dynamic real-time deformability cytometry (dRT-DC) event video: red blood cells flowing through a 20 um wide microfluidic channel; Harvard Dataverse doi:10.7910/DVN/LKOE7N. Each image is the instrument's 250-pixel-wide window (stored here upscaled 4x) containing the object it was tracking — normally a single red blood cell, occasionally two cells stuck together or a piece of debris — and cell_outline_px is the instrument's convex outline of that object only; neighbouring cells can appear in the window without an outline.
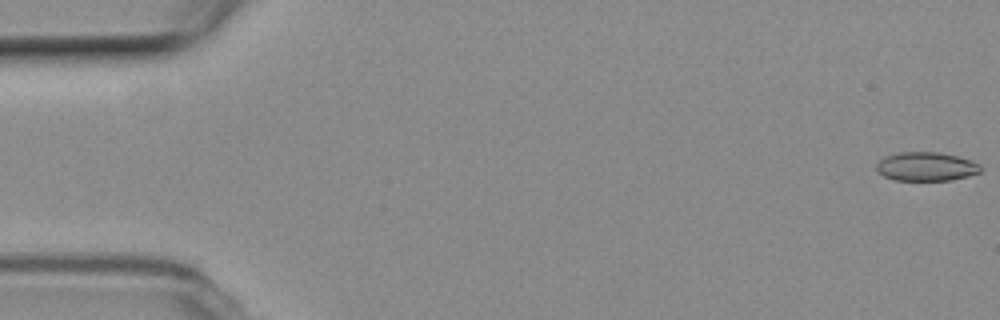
{"species": "common noctule bat (a hibernating species)", "species_latin": "Nyctalus noctula", "temperature_condition": "room temperature", "stored_images_in_passage": 48, "camera_frame_rate_fps": 3000, "um_per_image_px": 0.085, "animal": {"sex": "female", "body_mass_g": 19.3, "forearm_length_mm": 54.1}, "frame": {"image": 1, "passage_image": 1, "time_ms": 0.0, "image_size_px": [1000, 320], "cell_outline_px": [[980, 172], [968, 176], [948, 180], [892, 180], [876, 172], [876, 164], [884, 156], [900, 152], [936, 152], [956, 156], [972, 160], [980, 164]], "centroid_in_image_um": [78.68, 14.15], "position_along_channel_um": 6.3, "area_um2": 17.51}}
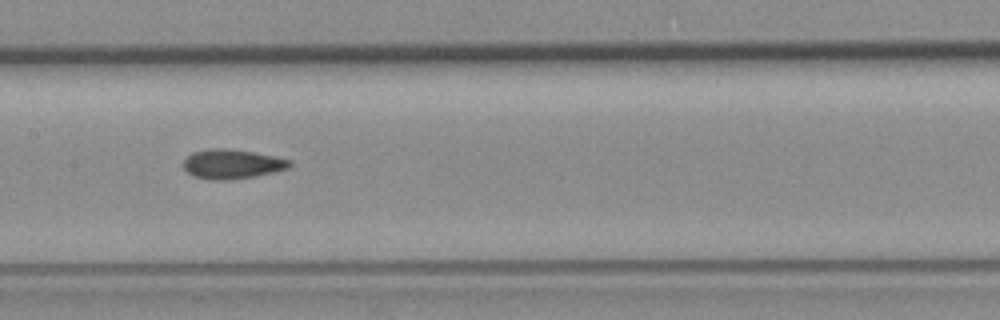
{"frame": {"image": 2, "passage_image": 27, "time_ms": 8.667, "image_size_px": [1000, 320], "cell_outline_px": [[292, 164], [288, 168], [256, 176], [232, 180], [212, 180], [192, 176], [184, 168], [184, 160], [192, 152], [208, 148], [224, 148], [252, 152], [292, 160]], "centroid_in_image_um": [19.7, 13.95], "position_along_channel_um": 187.7, "area_um2": 18.21}}
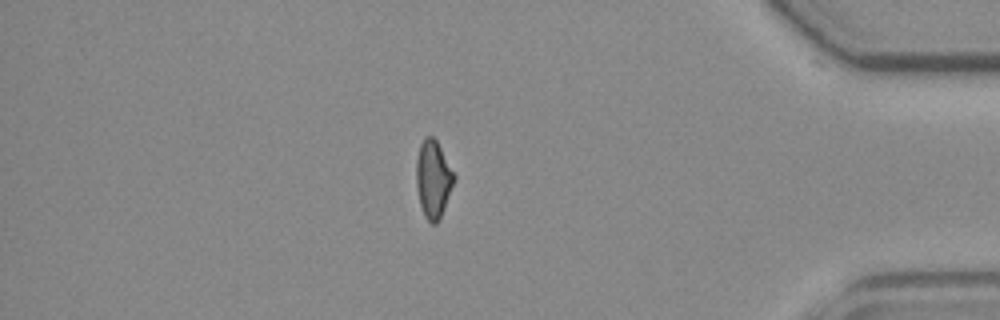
{"frame": {"image": 3, "passage_image": 47, "time_ms": 15.333, "image_size_px": [1000, 320], "cell_outline_px": [[456, 180], [440, 220], [436, 224], [432, 224], [424, 216], [420, 204], [416, 184], [416, 160], [420, 144], [424, 136], [432, 136], [436, 140], [456, 176]], "centroid_in_image_um": [36.83, 15.24], "position_along_channel_um": 398.4, "area_um2": 17.28}}